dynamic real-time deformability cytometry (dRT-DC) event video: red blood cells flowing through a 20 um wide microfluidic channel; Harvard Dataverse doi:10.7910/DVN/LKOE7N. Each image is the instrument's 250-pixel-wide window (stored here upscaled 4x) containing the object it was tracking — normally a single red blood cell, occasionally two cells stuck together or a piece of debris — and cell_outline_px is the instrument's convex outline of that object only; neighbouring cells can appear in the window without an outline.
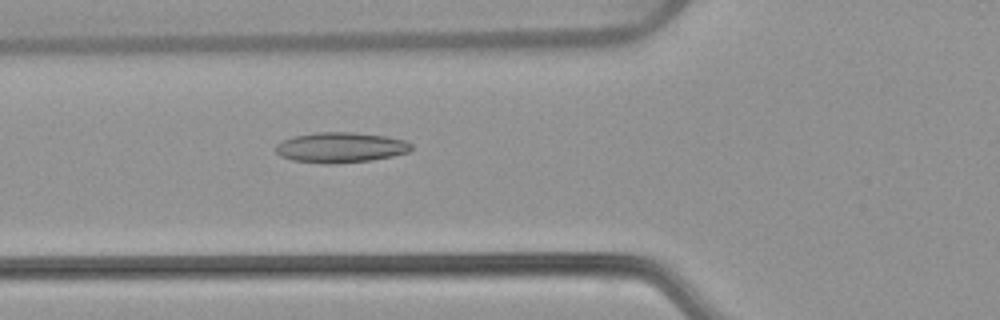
{"species": "common noctule bat (a hibernating species)", "species_latin": "Nyctalus noctula", "temperature_condition": "warm", "stored_images_in_passage": 54, "camera_frame_rate_fps": 3000, "um_per_image_px": 0.085, "animal": {"sex": "female", "body_mass_g": 22.7, "forearm_length_mm": 54.2}, "frame": {"image": 1, "passage_image": 20, "time_ms": 6.333, "image_size_px": [1000, 320], "cell_outline_px": [[412, 148], [408, 152], [392, 156], [372, 160], [336, 164], [324, 164], [292, 160], [280, 156], [276, 152], [276, 144], [292, 136], [316, 132], [352, 132], [384, 136], [404, 140], [412, 144]], "centroid_in_image_um": [28.93, 12.54], "position_along_channel_um": 96.9, "area_um2": 24.04}}
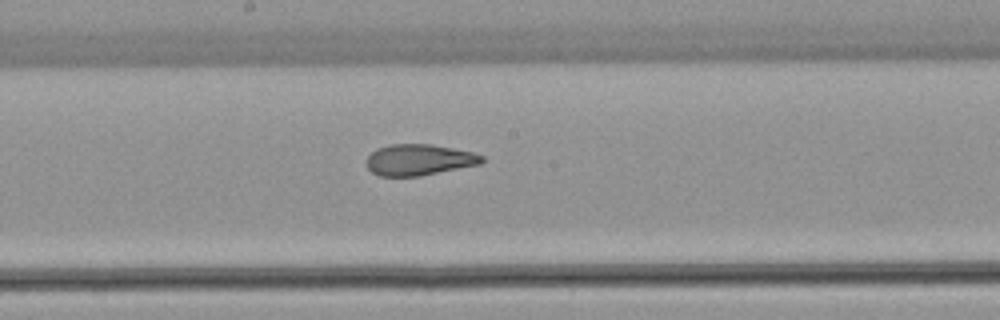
{"frame": {"image": 2, "passage_image": 29, "time_ms": 9.333, "image_size_px": [1000, 320], "cell_outline_px": [[484, 160], [480, 164], [420, 176], [380, 176], [372, 172], [368, 168], [364, 160], [376, 148], [392, 144], [432, 144], [472, 152], [484, 156]], "centroid_in_image_um": [35.59, 13.58], "position_along_channel_um": 212.6, "area_um2": 20.98}}
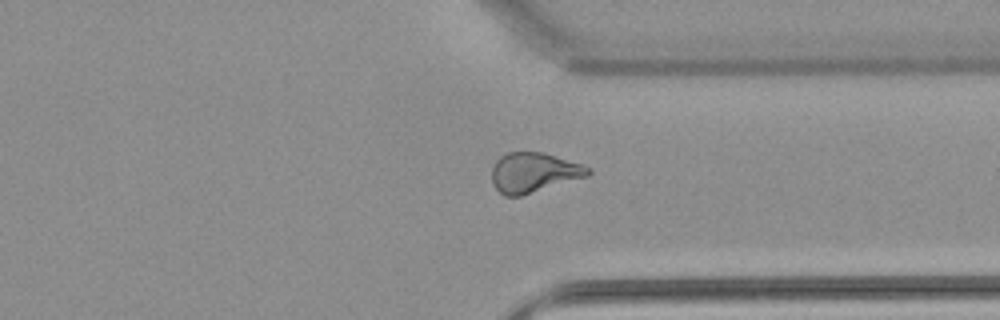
{"frame": {"image": 3, "passage_image": 41, "time_ms": 13.333, "image_size_px": [1000, 320], "cell_outline_px": [[592, 172], [588, 176], [520, 196], [504, 196], [492, 184], [492, 168], [496, 160], [500, 156], [508, 152], [544, 152], [592, 168]], "centroid_in_image_um": [45.36, 14.66], "position_along_channel_um": 366.0, "area_um2": 22.31}, "authors_computed_cell_mechanics": {"area_um2": 23.698, "velocity_mm_per_s": 3.8405, "shape_relaxation_time_tau1_ms": 9.4114, "shape_relaxation_time_tau2_ms": 2.0369, "deformation_change_tau1": 0.2342, "deformation_change_tau2": 0.0943}}